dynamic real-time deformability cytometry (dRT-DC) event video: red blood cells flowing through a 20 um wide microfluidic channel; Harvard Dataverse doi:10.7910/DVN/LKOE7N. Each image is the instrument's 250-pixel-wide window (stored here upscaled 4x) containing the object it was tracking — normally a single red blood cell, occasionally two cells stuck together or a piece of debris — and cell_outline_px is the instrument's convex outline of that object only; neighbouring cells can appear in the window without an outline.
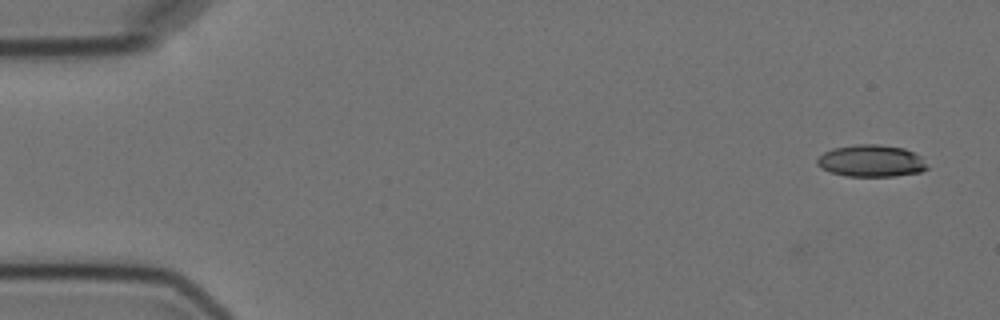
{"species": "Egyptian fruit bat (a non-hibernating species)", "species_latin": "Rousettus aegyptiacus", "temperature_condition": "cold", "stored_images_in_passage": 4, "camera_frame_rate_fps": 3000, "um_per_image_px": 0.085, "animal": {"sex": "female"}, "frame": {"image": 1, "passage_image": 1, "time_ms": 0.0, "image_size_px": [1000, 320], "cell_outline_px": [[928, 168], [920, 172], [892, 176], [848, 176], [832, 172], [820, 168], [816, 164], [816, 160], [824, 152], [832, 148], [856, 144], [876, 144], [904, 148], [920, 156]], "centroid_in_image_um": [74.02, 13.67], "position_along_channel_um": 11.0, "area_um2": 20.35}}
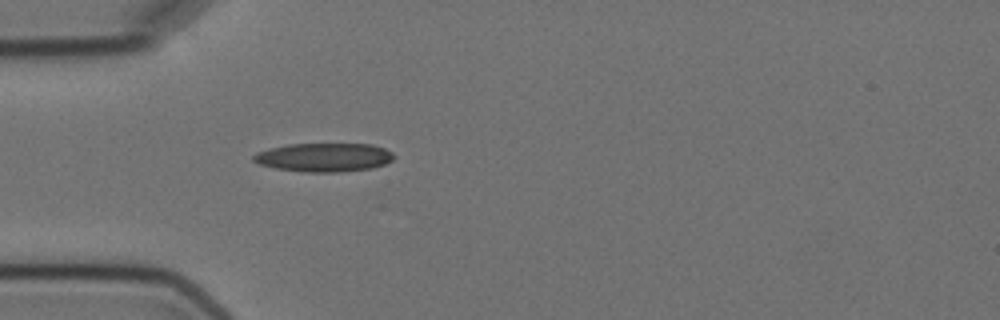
{"frame": {"image": 2, "passage_image": 4, "time_ms": 4.667, "image_size_px": [1000, 320], "cell_outline_px": [[396, 156], [392, 160], [384, 164], [372, 168], [340, 172], [304, 172], [276, 168], [260, 164], [252, 160], [252, 156], [256, 152], [268, 148], [288, 144], [372, 144], [384, 148], [392, 152]], "centroid_in_image_um": [27.53, 13.37], "position_along_channel_um": 57.5, "area_um2": 23.58}}